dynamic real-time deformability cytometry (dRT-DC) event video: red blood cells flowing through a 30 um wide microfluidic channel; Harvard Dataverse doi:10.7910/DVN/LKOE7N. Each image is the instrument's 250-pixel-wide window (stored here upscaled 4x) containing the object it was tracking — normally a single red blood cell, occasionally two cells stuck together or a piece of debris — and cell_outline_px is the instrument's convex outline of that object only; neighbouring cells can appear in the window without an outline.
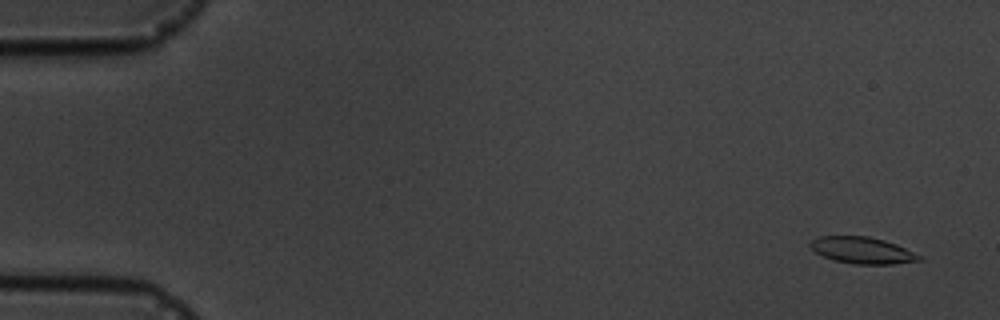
{"species": "common noctule bat (a hibernating species)", "species_latin": "Nyctalus noctula", "temperature_condition": "cold", "stored_images_in_passage": 5, "camera_frame_rate_fps": 3000, "um_per_image_px": 0.085, "animal": {"sex": "male", "body_mass_g": 19.5, "forearm_length_mm": 54.6}, "frame": {"image": 1, "passage_image": 1, "time_ms": 0.0, "image_size_px": [1000, 320], "cell_outline_px": [[924, 260], [892, 264], [852, 264], [832, 260], [816, 252], [808, 244], [812, 240], [820, 236], [868, 236], [884, 240], [896, 244], [920, 256]], "centroid_in_image_um": [73.28, 21.28], "position_along_channel_um": 11.7, "area_um2": 16.76}}
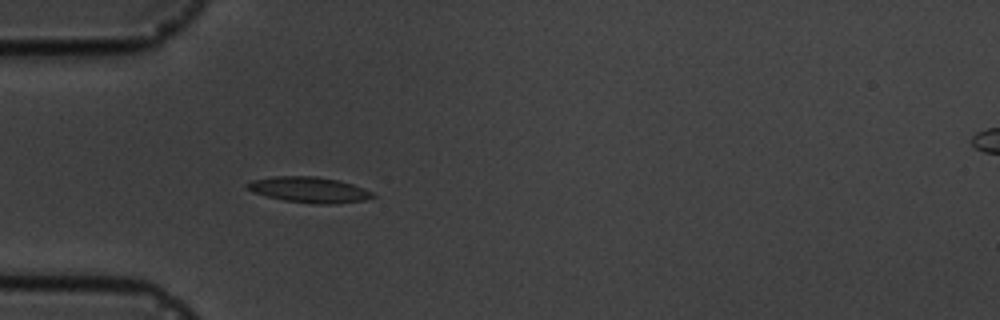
{"frame": {"image": 2, "passage_image": 5, "time_ms": 4.667, "image_size_px": [1000, 320], "cell_outline_px": [[376, 196], [364, 200], [332, 204], [316, 204], [284, 200], [252, 192], [244, 188], [244, 184], [252, 180], [276, 176], [316, 176], [340, 180], [352, 184], [372, 192]], "centroid_in_image_um": [26.24, 16.12], "position_along_channel_um": 58.8, "area_um2": 18.79}}